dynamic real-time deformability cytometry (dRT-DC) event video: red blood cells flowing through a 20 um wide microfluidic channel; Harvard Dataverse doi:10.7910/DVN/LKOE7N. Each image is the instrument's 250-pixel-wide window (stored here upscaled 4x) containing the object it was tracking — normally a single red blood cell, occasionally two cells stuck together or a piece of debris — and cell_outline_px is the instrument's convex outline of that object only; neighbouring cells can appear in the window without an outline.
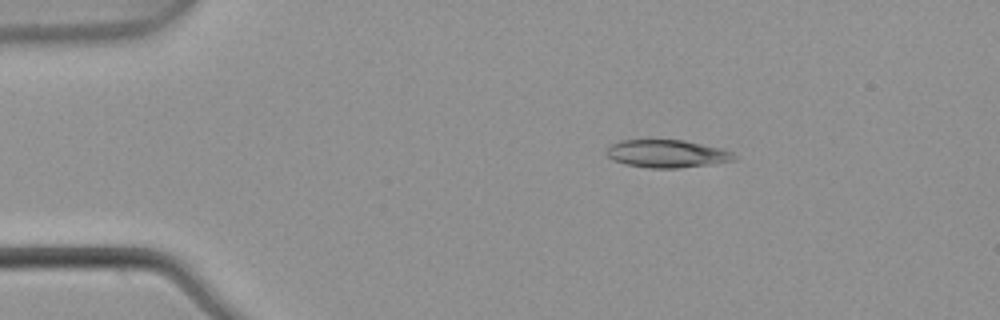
{"species": "common noctule bat (a hibernating species)", "species_latin": "Nyctalus noctula", "temperature_condition": "warm", "stored_images_in_passage": 7, "camera_frame_rate_fps": 3000, "um_per_image_px": 0.085, "animal": {"sex": "male", "body_mass_g": 21.5, "forearm_length_mm": 52.0}, "frame": {"image": 1, "passage_image": 2, "time_ms": 0.333, "image_size_px": [1000, 320], "cell_outline_px": [[736, 160], [680, 168], [648, 168], [624, 164], [612, 160], [604, 152], [612, 144], [620, 140], [684, 140], [724, 148], [732, 152], [736, 156]], "centroid_in_image_um": [56.69, 13.06], "position_along_channel_um": 28.3, "area_um2": 20.81}}
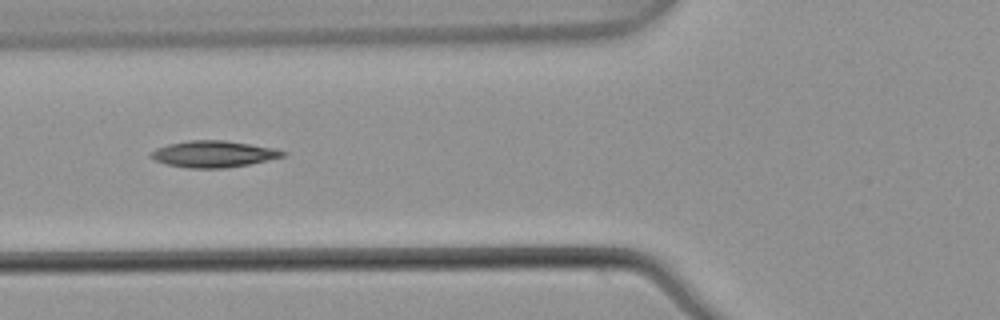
{"frame": {"image": 2, "passage_image": 5, "time_ms": 1.333, "image_size_px": [1000, 320], "cell_outline_px": [[288, 152], [284, 156], [248, 164], [224, 168], [188, 168], [168, 164], [156, 160], [152, 156], [152, 152], [156, 148], [168, 144], [188, 140], [224, 140], [272, 148]], "centroid_in_image_um": [18.15, 13.08], "position_along_channel_um": 107.7, "area_um2": 19.94}}
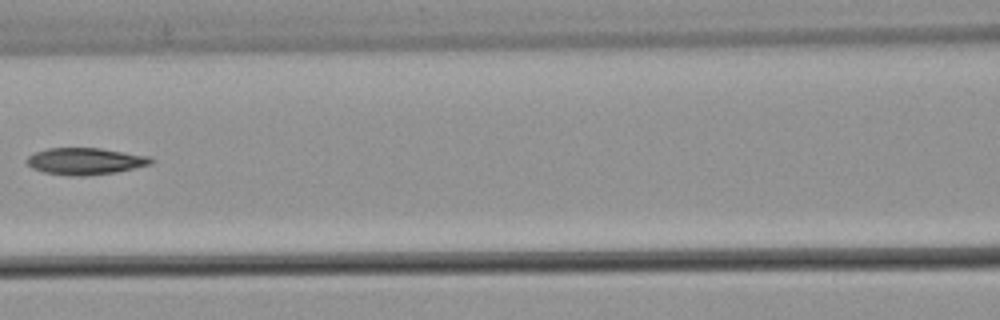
{"frame": {"image": 3, "passage_image": 6, "time_ms": 1.667, "image_size_px": [1000, 320], "cell_outline_px": [[152, 164], [116, 172], [84, 176], [68, 176], [44, 172], [32, 168], [24, 160], [28, 156], [36, 152], [48, 148], [100, 148], [148, 156], [152, 160]], "centroid_in_image_um": [7.21, 13.71], "position_along_channel_um": 159.4, "area_um2": 19.31}}